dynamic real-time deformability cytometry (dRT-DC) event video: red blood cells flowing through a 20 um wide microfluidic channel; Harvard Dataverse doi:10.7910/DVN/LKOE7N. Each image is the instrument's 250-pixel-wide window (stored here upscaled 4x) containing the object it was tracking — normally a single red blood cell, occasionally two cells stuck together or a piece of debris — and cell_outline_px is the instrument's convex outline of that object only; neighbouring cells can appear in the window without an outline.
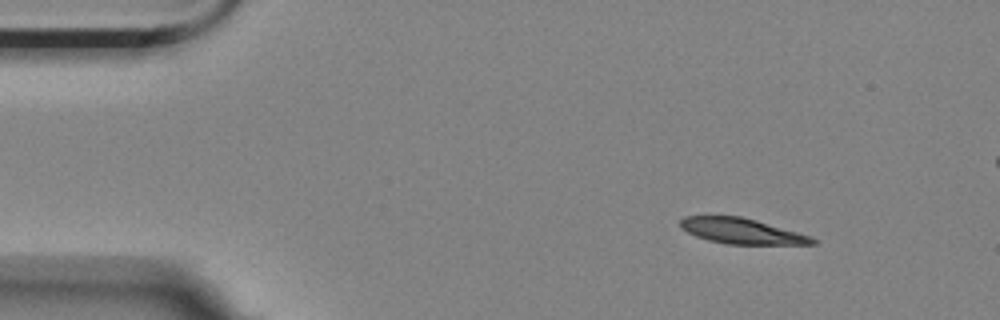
{"species": "Egyptian fruit bat (a non-hibernating species)", "species_latin": "Rousettus aegyptiacus", "temperature_condition": "room temperature", "stored_images_in_passage": 4, "camera_frame_rate_fps": 3000, "um_per_image_px": 0.085, "animal": {"sex": "female"}, "frame": {"image": 1, "passage_image": 1, "time_ms": 0.0, "image_size_px": [1000, 320], "cell_outline_px": [[816, 244], [724, 244], [708, 240], [696, 236], [680, 228], [680, 220], [684, 216], [740, 216], [756, 220], [812, 236], [816, 240]], "centroid_in_image_um": [63.03, 19.64], "position_along_channel_um": 22.0, "area_um2": 19.59}}